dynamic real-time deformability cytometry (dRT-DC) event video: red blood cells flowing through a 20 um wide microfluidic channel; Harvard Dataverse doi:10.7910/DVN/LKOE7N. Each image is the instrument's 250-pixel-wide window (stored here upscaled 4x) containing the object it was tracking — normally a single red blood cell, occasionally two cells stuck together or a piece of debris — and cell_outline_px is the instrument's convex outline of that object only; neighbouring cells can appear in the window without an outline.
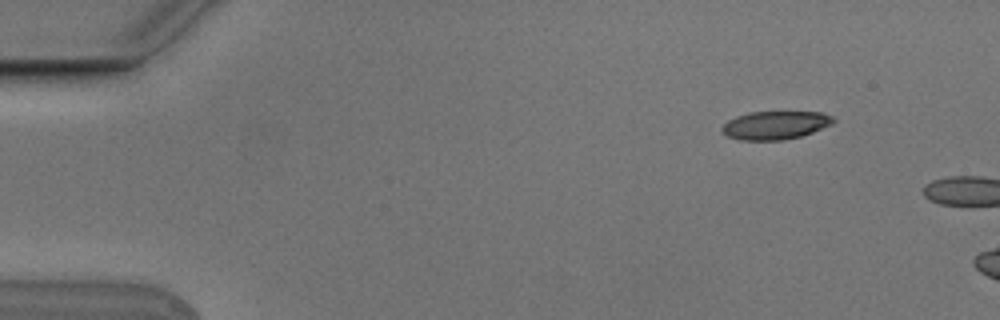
{"species": "Egyptian fruit bat (a non-hibernating species)", "species_latin": "Rousettus aegyptiacus", "temperature_condition": "cold", "stored_images_in_passage": 5, "camera_frame_rate_fps": 3000, "um_per_image_px": 0.085, "animal": {"sex": "male"}, "frame": {"image": 1, "passage_image": 2, "time_ms": 0.333, "image_size_px": [1000, 320], "cell_outline_px": [[836, 120], [832, 124], [812, 132], [800, 136], [780, 140], [740, 140], [728, 136], [720, 128], [728, 120], [736, 116], [752, 112], [824, 112], [832, 116]], "centroid_in_image_um": [65.91, 10.63], "position_along_channel_um": 19.1, "area_um2": 18.21}}